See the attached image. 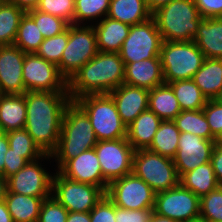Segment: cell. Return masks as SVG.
<instances>
[{
    "label": "cell",
    "instance_id": "obj_39",
    "mask_svg": "<svg viewBox=\"0 0 222 222\" xmlns=\"http://www.w3.org/2000/svg\"><path fill=\"white\" fill-rule=\"evenodd\" d=\"M68 42V28L61 34L54 37L45 38L40 44L36 54L45 60L59 65L64 49Z\"/></svg>",
    "mask_w": 222,
    "mask_h": 222
},
{
    "label": "cell",
    "instance_id": "obj_11",
    "mask_svg": "<svg viewBox=\"0 0 222 222\" xmlns=\"http://www.w3.org/2000/svg\"><path fill=\"white\" fill-rule=\"evenodd\" d=\"M53 159L52 154H45L33 162H28L22 169L7 178L8 191L21 195L48 198L52 195L54 172L43 167L44 160Z\"/></svg>",
    "mask_w": 222,
    "mask_h": 222
},
{
    "label": "cell",
    "instance_id": "obj_53",
    "mask_svg": "<svg viewBox=\"0 0 222 222\" xmlns=\"http://www.w3.org/2000/svg\"><path fill=\"white\" fill-rule=\"evenodd\" d=\"M7 190V179L0 174V201H3L6 197Z\"/></svg>",
    "mask_w": 222,
    "mask_h": 222
},
{
    "label": "cell",
    "instance_id": "obj_57",
    "mask_svg": "<svg viewBox=\"0 0 222 222\" xmlns=\"http://www.w3.org/2000/svg\"><path fill=\"white\" fill-rule=\"evenodd\" d=\"M6 0H0V8Z\"/></svg>",
    "mask_w": 222,
    "mask_h": 222
},
{
    "label": "cell",
    "instance_id": "obj_29",
    "mask_svg": "<svg viewBox=\"0 0 222 222\" xmlns=\"http://www.w3.org/2000/svg\"><path fill=\"white\" fill-rule=\"evenodd\" d=\"M148 109L162 120H173L182 111L172 88L166 83L149 90Z\"/></svg>",
    "mask_w": 222,
    "mask_h": 222
},
{
    "label": "cell",
    "instance_id": "obj_12",
    "mask_svg": "<svg viewBox=\"0 0 222 222\" xmlns=\"http://www.w3.org/2000/svg\"><path fill=\"white\" fill-rule=\"evenodd\" d=\"M22 75L26 92H68V82L58 66L36 53L25 54Z\"/></svg>",
    "mask_w": 222,
    "mask_h": 222
},
{
    "label": "cell",
    "instance_id": "obj_30",
    "mask_svg": "<svg viewBox=\"0 0 222 222\" xmlns=\"http://www.w3.org/2000/svg\"><path fill=\"white\" fill-rule=\"evenodd\" d=\"M180 133L173 120H163L147 150L173 159L178 150Z\"/></svg>",
    "mask_w": 222,
    "mask_h": 222
},
{
    "label": "cell",
    "instance_id": "obj_42",
    "mask_svg": "<svg viewBox=\"0 0 222 222\" xmlns=\"http://www.w3.org/2000/svg\"><path fill=\"white\" fill-rule=\"evenodd\" d=\"M203 112L212 135L217 139L222 133V104L215 99H209Z\"/></svg>",
    "mask_w": 222,
    "mask_h": 222
},
{
    "label": "cell",
    "instance_id": "obj_10",
    "mask_svg": "<svg viewBox=\"0 0 222 222\" xmlns=\"http://www.w3.org/2000/svg\"><path fill=\"white\" fill-rule=\"evenodd\" d=\"M162 36L158 31L153 17L140 24L130 27V32L124 40L119 52L124 65L136 61L160 57Z\"/></svg>",
    "mask_w": 222,
    "mask_h": 222
},
{
    "label": "cell",
    "instance_id": "obj_51",
    "mask_svg": "<svg viewBox=\"0 0 222 222\" xmlns=\"http://www.w3.org/2000/svg\"><path fill=\"white\" fill-rule=\"evenodd\" d=\"M0 222H13L5 201H0Z\"/></svg>",
    "mask_w": 222,
    "mask_h": 222
},
{
    "label": "cell",
    "instance_id": "obj_24",
    "mask_svg": "<svg viewBox=\"0 0 222 222\" xmlns=\"http://www.w3.org/2000/svg\"><path fill=\"white\" fill-rule=\"evenodd\" d=\"M25 123V93L0 94V132L25 128Z\"/></svg>",
    "mask_w": 222,
    "mask_h": 222
},
{
    "label": "cell",
    "instance_id": "obj_5",
    "mask_svg": "<svg viewBox=\"0 0 222 222\" xmlns=\"http://www.w3.org/2000/svg\"><path fill=\"white\" fill-rule=\"evenodd\" d=\"M74 102L87 114L98 141L127 137V126L109 93L85 95Z\"/></svg>",
    "mask_w": 222,
    "mask_h": 222
},
{
    "label": "cell",
    "instance_id": "obj_55",
    "mask_svg": "<svg viewBox=\"0 0 222 222\" xmlns=\"http://www.w3.org/2000/svg\"><path fill=\"white\" fill-rule=\"evenodd\" d=\"M216 144L222 147V133L220 134V136L216 139Z\"/></svg>",
    "mask_w": 222,
    "mask_h": 222
},
{
    "label": "cell",
    "instance_id": "obj_7",
    "mask_svg": "<svg viewBox=\"0 0 222 222\" xmlns=\"http://www.w3.org/2000/svg\"><path fill=\"white\" fill-rule=\"evenodd\" d=\"M132 172L157 194L179 185L173 159L147 149L135 150Z\"/></svg>",
    "mask_w": 222,
    "mask_h": 222
},
{
    "label": "cell",
    "instance_id": "obj_4",
    "mask_svg": "<svg viewBox=\"0 0 222 222\" xmlns=\"http://www.w3.org/2000/svg\"><path fill=\"white\" fill-rule=\"evenodd\" d=\"M163 41H192L203 19L194 0H172L152 13Z\"/></svg>",
    "mask_w": 222,
    "mask_h": 222
},
{
    "label": "cell",
    "instance_id": "obj_50",
    "mask_svg": "<svg viewBox=\"0 0 222 222\" xmlns=\"http://www.w3.org/2000/svg\"><path fill=\"white\" fill-rule=\"evenodd\" d=\"M66 222H91L90 212H69Z\"/></svg>",
    "mask_w": 222,
    "mask_h": 222
},
{
    "label": "cell",
    "instance_id": "obj_54",
    "mask_svg": "<svg viewBox=\"0 0 222 222\" xmlns=\"http://www.w3.org/2000/svg\"><path fill=\"white\" fill-rule=\"evenodd\" d=\"M150 222H179V221H176L167 217H162L154 213Z\"/></svg>",
    "mask_w": 222,
    "mask_h": 222
},
{
    "label": "cell",
    "instance_id": "obj_34",
    "mask_svg": "<svg viewBox=\"0 0 222 222\" xmlns=\"http://www.w3.org/2000/svg\"><path fill=\"white\" fill-rule=\"evenodd\" d=\"M111 0H75V25H94L107 16ZM95 20V21H94Z\"/></svg>",
    "mask_w": 222,
    "mask_h": 222
},
{
    "label": "cell",
    "instance_id": "obj_20",
    "mask_svg": "<svg viewBox=\"0 0 222 222\" xmlns=\"http://www.w3.org/2000/svg\"><path fill=\"white\" fill-rule=\"evenodd\" d=\"M123 83L148 90L164 84L160 57L127 63Z\"/></svg>",
    "mask_w": 222,
    "mask_h": 222
},
{
    "label": "cell",
    "instance_id": "obj_25",
    "mask_svg": "<svg viewBox=\"0 0 222 222\" xmlns=\"http://www.w3.org/2000/svg\"><path fill=\"white\" fill-rule=\"evenodd\" d=\"M106 17L133 26L149 20L152 12L146 0H111Z\"/></svg>",
    "mask_w": 222,
    "mask_h": 222
},
{
    "label": "cell",
    "instance_id": "obj_9",
    "mask_svg": "<svg viewBox=\"0 0 222 222\" xmlns=\"http://www.w3.org/2000/svg\"><path fill=\"white\" fill-rule=\"evenodd\" d=\"M105 195L102 188L67 179L55 170L52 196L69 212H90Z\"/></svg>",
    "mask_w": 222,
    "mask_h": 222
},
{
    "label": "cell",
    "instance_id": "obj_2",
    "mask_svg": "<svg viewBox=\"0 0 222 222\" xmlns=\"http://www.w3.org/2000/svg\"><path fill=\"white\" fill-rule=\"evenodd\" d=\"M125 65L119 53L98 52L68 81L72 101L90 94H107L124 82Z\"/></svg>",
    "mask_w": 222,
    "mask_h": 222
},
{
    "label": "cell",
    "instance_id": "obj_16",
    "mask_svg": "<svg viewBox=\"0 0 222 222\" xmlns=\"http://www.w3.org/2000/svg\"><path fill=\"white\" fill-rule=\"evenodd\" d=\"M215 141L206 140L188 132H181L178 150L173 158L178 176L210 162L212 150L216 145Z\"/></svg>",
    "mask_w": 222,
    "mask_h": 222
},
{
    "label": "cell",
    "instance_id": "obj_48",
    "mask_svg": "<svg viewBox=\"0 0 222 222\" xmlns=\"http://www.w3.org/2000/svg\"><path fill=\"white\" fill-rule=\"evenodd\" d=\"M9 149L7 133L0 132V174L4 176L5 155Z\"/></svg>",
    "mask_w": 222,
    "mask_h": 222
},
{
    "label": "cell",
    "instance_id": "obj_44",
    "mask_svg": "<svg viewBox=\"0 0 222 222\" xmlns=\"http://www.w3.org/2000/svg\"><path fill=\"white\" fill-rule=\"evenodd\" d=\"M153 214L154 208L127 210L115 206V222H150Z\"/></svg>",
    "mask_w": 222,
    "mask_h": 222
},
{
    "label": "cell",
    "instance_id": "obj_37",
    "mask_svg": "<svg viewBox=\"0 0 222 222\" xmlns=\"http://www.w3.org/2000/svg\"><path fill=\"white\" fill-rule=\"evenodd\" d=\"M200 221L222 222V186L200 198Z\"/></svg>",
    "mask_w": 222,
    "mask_h": 222
},
{
    "label": "cell",
    "instance_id": "obj_13",
    "mask_svg": "<svg viewBox=\"0 0 222 222\" xmlns=\"http://www.w3.org/2000/svg\"><path fill=\"white\" fill-rule=\"evenodd\" d=\"M200 198L180 184L155 195L154 213L179 222L200 219Z\"/></svg>",
    "mask_w": 222,
    "mask_h": 222
},
{
    "label": "cell",
    "instance_id": "obj_1",
    "mask_svg": "<svg viewBox=\"0 0 222 222\" xmlns=\"http://www.w3.org/2000/svg\"><path fill=\"white\" fill-rule=\"evenodd\" d=\"M71 101L68 92L25 93V129L45 154H52L58 146L63 116Z\"/></svg>",
    "mask_w": 222,
    "mask_h": 222
},
{
    "label": "cell",
    "instance_id": "obj_31",
    "mask_svg": "<svg viewBox=\"0 0 222 222\" xmlns=\"http://www.w3.org/2000/svg\"><path fill=\"white\" fill-rule=\"evenodd\" d=\"M166 84L172 88L182 111L202 110L208 101L192 79L178 80Z\"/></svg>",
    "mask_w": 222,
    "mask_h": 222
},
{
    "label": "cell",
    "instance_id": "obj_40",
    "mask_svg": "<svg viewBox=\"0 0 222 222\" xmlns=\"http://www.w3.org/2000/svg\"><path fill=\"white\" fill-rule=\"evenodd\" d=\"M36 10L74 24L75 0H40Z\"/></svg>",
    "mask_w": 222,
    "mask_h": 222
},
{
    "label": "cell",
    "instance_id": "obj_43",
    "mask_svg": "<svg viewBox=\"0 0 222 222\" xmlns=\"http://www.w3.org/2000/svg\"><path fill=\"white\" fill-rule=\"evenodd\" d=\"M91 222H115V204L105 195L90 211Z\"/></svg>",
    "mask_w": 222,
    "mask_h": 222
},
{
    "label": "cell",
    "instance_id": "obj_56",
    "mask_svg": "<svg viewBox=\"0 0 222 222\" xmlns=\"http://www.w3.org/2000/svg\"><path fill=\"white\" fill-rule=\"evenodd\" d=\"M216 101H218L220 104H222V89L219 93V95L215 98Z\"/></svg>",
    "mask_w": 222,
    "mask_h": 222
},
{
    "label": "cell",
    "instance_id": "obj_35",
    "mask_svg": "<svg viewBox=\"0 0 222 222\" xmlns=\"http://www.w3.org/2000/svg\"><path fill=\"white\" fill-rule=\"evenodd\" d=\"M43 40L44 37L35 21L27 13H24L20 19L14 45L24 53H36Z\"/></svg>",
    "mask_w": 222,
    "mask_h": 222
},
{
    "label": "cell",
    "instance_id": "obj_41",
    "mask_svg": "<svg viewBox=\"0 0 222 222\" xmlns=\"http://www.w3.org/2000/svg\"><path fill=\"white\" fill-rule=\"evenodd\" d=\"M69 211L52 195L43 200L37 222H66Z\"/></svg>",
    "mask_w": 222,
    "mask_h": 222
},
{
    "label": "cell",
    "instance_id": "obj_36",
    "mask_svg": "<svg viewBox=\"0 0 222 222\" xmlns=\"http://www.w3.org/2000/svg\"><path fill=\"white\" fill-rule=\"evenodd\" d=\"M7 137L9 147L20 153L28 162L36 161L45 155L25 128L9 131Z\"/></svg>",
    "mask_w": 222,
    "mask_h": 222
},
{
    "label": "cell",
    "instance_id": "obj_17",
    "mask_svg": "<svg viewBox=\"0 0 222 222\" xmlns=\"http://www.w3.org/2000/svg\"><path fill=\"white\" fill-rule=\"evenodd\" d=\"M58 172L67 179L98 186L107 192L105 181L95 149L83 151L69 159Z\"/></svg>",
    "mask_w": 222,
    "mask_h": 222
},
{
    "label": "cell",
    "instance_id": "obj_45",
    "mask_svg": "<svg viewBox=\"0 0 222 222\" xmlns=\"http://www.w3.org/2000/svg\"><path fill=\"white\" fill-rule=\"evenodd\" d=\"M4 163V177L7 179L22 169L28 163V161L22 157L20 153L14 152V150L9 147L5 155Z\"/></svg>",
    "mask_w": 222,
    "mask_h": 222
},
{
    "label": "cell",
    "instance_id": "obj_23",
    "mask_svg": "<svg viewBox=\"0 0 222 222\" xmlns=\"http://www.w3.org/2000/svg\"><path fill=\"white\" fill-rule=\"evenodd\" d=\"M193 41L205 58L222 59V17L203 18Z\"/></svg>",
    "mask_w": 222,
    "mask_h": 222
},
{
    "label": "cell",
    "instance_id": "obj_21",
    "mask_svg": "<svg viewBox=\"0 0 222 222\" xmlns=\"http://www.w3.org/2000/svg\"><path fill=\"white\" fill-rule=\"evenodd\" d=\"M130 25L104 17L93 25L98 52L119 53L130 32Z\"/></svg>",
    "mask_w": 222,
    "mask_h": 222
},
{
    "label": "cell",
    "instance_id": "obj_52",
    "mask_svg": "<svg viewBox=\"0 0 222 222\" xmlns=\"http://www.w3.org/2000/svg\"><path fill=\"white\" fill-rule=\"evenodd\" d=\"M172 0H146L149 10L153 13L158 8L170 3Z\"/></svg>",
    "mask_w": 222,
    "mask_h": 222
},
{
    "label": "cell",
    "instance_id": "obj_32",
    "mask_svg": "<svg viewBox=\"0 0 222 222\" xmlns=\"http://www.w3.org/2000/svg\"><path fill=\"white\" fill-rule=\"evenodd\" d=\"M180 132H188L206 140H216L202 110H183L174 119Z\"/></svg>",
    "mask_w": 222,
    "mask_h": 222
},
{
    "label": "cell",
    "instance_id": "obj_6",
    "mask_svg": "<svg viewBox=\"0 0 222 222\" xmlns=\"http://www.w3.org/2000/svg\"><path fill=\"white\" fill-rule=\"evenodd\" d=\"M205 57L192 41H163L160 60L164 83L192 79Z\"/></svg>",
    "mask_w": 222,
    "mask_h": 222
},
{
    "label": "cell",
    "instance_id": "obj_15",
    "mask_svg": "<svg viewBox=\"0 0 222 222\" xmlns=\"http://www.w3.org/2000/svg\"><path fill=\"white\" fill-rule=\"evenodd\" d=\"M94 149L108 184L132 173L135 150L127 138L98 141Z\"/></svg>",
    "mask_w": 222,
    "mask_h": 222
},
{
    "label": "cell",
    "instance_id": "obj_8",
    "mask_svg": "<svg viewBox=\"0 0 222 222\" xmlns=\"http://www.w3.org/2000/svg\"><path fill=\"white\" fill-rule=\"evenodd\" d=\"M98 53L93 25L68 26V42L58 65L60 74L67 80Z\"/></svg>",
    "mask_w": 222,
    "mask_h": 222
},
{
    "label": "cell",
    "instance_id": "obj_33",
    "mask_svg": "<svg viewBox=\"0 0 222 222\" xmlns=\"http://www.w3.org/2000/svg\"><path fill=\"white\" fill-rule=\"evenodd\" d=\"M24 11L6 0L0 8V46L14 45Z\"/></svg>",
    "mask_w": 222,
    "mask_h": 222
},
{
    "label": "cell",
    "instance_id": "obj_19",
    "mask_svg": "<svg viewBox=\"0 0 222 222\" xmlns=\"http://www.w3.org/2000/svg\"><path fill=\"white\" fill-rule=\"evenodd\" d=\"M122 122L128 126L139 114L148 110L149 90L121 84L109 93Z\"/></svg>",
    "mask_w": 222,
    "mask_h": 222
},
{
    "label": "cell",
    "instance_id": "obj_46",
    "mask_svg": "<svg viewBox=\"0 0 222 222\" xmlns=\"http://www.w3.org/2000/svg\"><path fill=\"white\" fill-rule=\"evenodd\" d=\"M194 2L201 17H222V0H194Z\"/></svg>",
    "mask_w": 222,
    "mask_h": 222
},
{
    "label": "cell",
    "instance_id": "obj_22",
    "mask_svg": "<svg viewBox=\"0 0 222 222\" xmlns=\"http://www.w3.org/2000/svg\"><path fill=\"white\" fill-rule=\"evenodd\" d=\"M154 112L149 109L139 114L127 126V140L134 150L147 149L162 123Z\"/></svg>",
    "mask_w": 222,
    "mask_h": 222
},
{
    "label": "cell",
    "instance_id": "obj_49",
    "mask_svg": "<svg viewBox=\"0 0 222 222\" xmlns=\"http://www.w3.org/2000/svg\"><path fill=\"white\" fill-rule=\"evenodd\" d=\"M20 9H22L25 13L34 10L37 8L40 0H8Z\"/></svg>",
    "mask_w": 222,
    "mask_h": 222
},
{
    "label": "cell",
    "instance_id": "obj_27",
    "mask_svg": "<svg viewBox=\"0 0 222 222\" xmlns=\"http://www.w3.org/2000/svg\"><path fill=\"white\" fill-rule=\"evenodd\" d=\"M44 199L46 198L16 194L7 190L4 201L13 222H37Z\"/></svg>",
    "mask_w": 222,
    "mask_h": 222
},
{
    "label": "cell",
    "instance_id": "obj_18",
    "mask_svg": "<svg viewBox=\"0 0 222 222\" xmlns=\"http://www.w3.org/2000/svg\"><path fill=\"white\" fill-rule=\"evenodd\" d=\"M25 54L15 45L0 46V94L26 93L22 75Z\"/></svg>",
    "mask_w": 222,
    "mask_h": 222
},
{
    "label": "cell",
    "instance_id": "obj_26",
    "mask_svg": "<svg viewBox=\"0 0 222 222\" xmlns=\"http://www.w3.org/2000/svg\"><path fill=\"white\" fill-rule=\"evenodd\" d=\"M192 80L209 99H215L222 89V59L205 58Z\"/></svg>",
    "mask_w": 222,
    "mask_h": 222
},
{
    "label": "cell",
    "instance_id": "obj_38",
    "mask_svg": "<svg viewBox=\"0 0 222 222\" xmlns=\"http://www.w3.org/2000/svg\"><path fill=\"white\" fill-rule=\"evenodd\" d=\"M26 13L35 21L44 39L61 34L69 26L65 20L51 14L40 12L36 9Z\"/></svg>",
    "mask_w": 222,
    "mask_h": 222
},
{
    "label": "cell",
    "instance_id": "obj_47",
    "mask_svg": "<svg viewBox=\"0 0 222 222\" xmlns=\"http://www.w3.org/2000/svg\"><path fill=\"white\" fill-rule=\"evenodd\" d=\"M218 183L222 186V147L215 145L210 159Z\"/></svg>",
    "mask_w": 222,
    "mask_h": 222
},
{
    "label": "cell",
    "instance_id": "obj_28",
    "mask_svg": "<svg viewBox=\"0 0 222 222\" xmlns=\"http://www.w3.org/2000/svg\"><path fill=\"white\" fill-rule=\"evenodd\" d=\"M179 184L185 189L192 191L199 198L220 186L211 162H207L192 171L182 174L179 177Z\"/></svg>",
    "mask_w": 222,
    "mask_h": 222
},
{
    "label": "cell",
    "instance_id": "obj_14",
    "mask_svg": "<svg viewBox=\"0 0 222 222\" xmlns=\"http://www.w3.org/2000/svg\"><path fill=\"white\" fill-rule=\"evenodd\" d=\"M106 195L115 206L127 210L154 208V190L133 172L112 181Z\"/></svg>",
    "mask_w": 222,
    "mask_h": 222
},
{
    "label": "cell",
    "instance_id": "obj_3",
    "mask_svg": "<svg viewBox=\"0 0 222 222\" xmlns=\"http://www.w3.org/2000/svg\"><path fill=\"white\" fill-rule=\"evenodd\" d=\"M97 142L87 114L71 101L63 116L58 146L52 153L56 170L58 171L69 159L83 151L93 149Z\"/></svg>",
    "mask_w": 222,
    "mask_h": 222
}]
</instances>
